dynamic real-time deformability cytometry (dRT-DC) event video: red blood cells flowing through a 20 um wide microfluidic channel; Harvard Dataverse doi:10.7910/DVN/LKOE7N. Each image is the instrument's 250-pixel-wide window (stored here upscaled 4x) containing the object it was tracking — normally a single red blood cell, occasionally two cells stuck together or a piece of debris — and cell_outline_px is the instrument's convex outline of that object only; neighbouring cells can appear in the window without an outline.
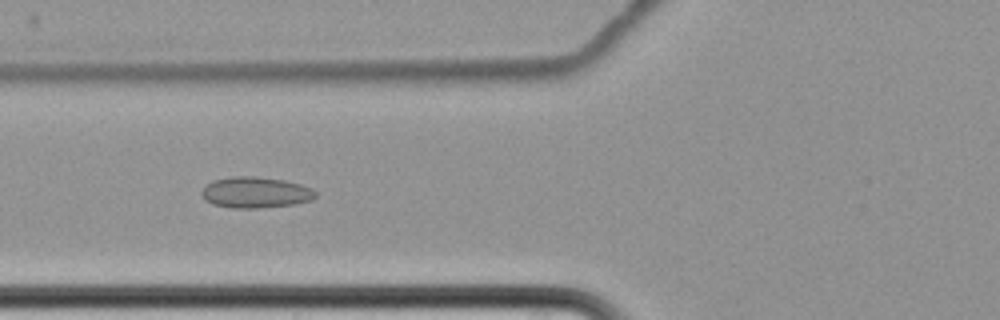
{"species": "common noctule bat (a hibernating species)", "species_latin": "Nyctalus noctula", "temperature_condition": "cold", "stored_images_in_passage": 8, "camera_frame_rate_fps": 3000, "um_per_image_px": 0.085, "animal": {"sex": "female", "body_mass_g": 22.7, "forearm_length_mm": 54.2}, "frame": {"image": 1, "passage_image": 4, "time_ms": 3.667, "image_size_px": [1000, 320], "cell_outline_px": [[316, 196], [312, 200], [296, 204], [256, 208], [232, 208], [212, 204], [204, 200], [200, 192], [212, 180], [232, 176], [252, 176], [284, 180], [300, 184], [312, 188], [316, 192]], "centroid_in_image_um": [21.71, 16.36], "position_along_channel_um": 104.1, "area_um2": 20.69}}
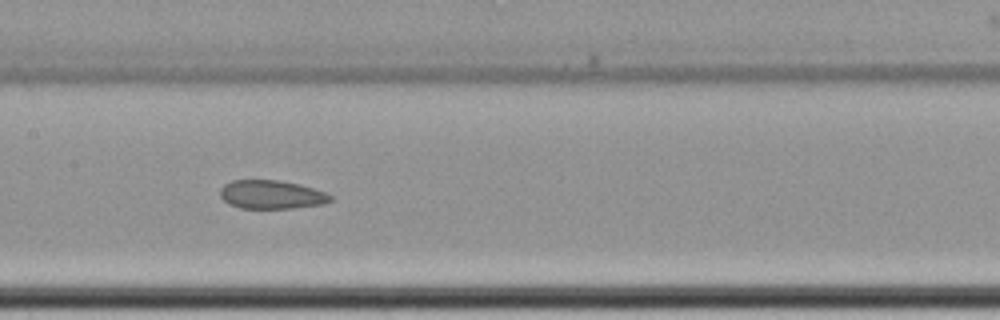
{"frame": {"image": 2, "passage_image": 6, "time_ms": 6.0, "image_size_px": [1000, 320], "cell_outline_px": [[332, 200], [324, 204], [292, 208], [240, 208], [228, 204], [220, 196], [220, 188], [224, 184], [232, 180], [276, 180], [300, 184], [324, 192], [332, 196]], "centroid_in_image_um": [23.05, 16.54], "position_along_channel_um": 184.4, "area_um2": 18.38}}
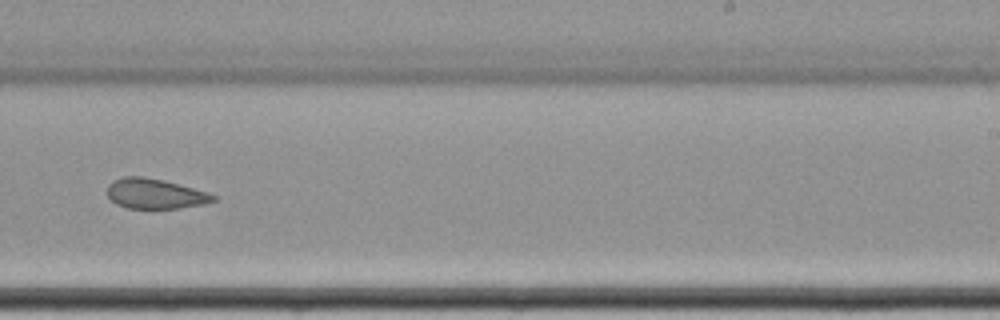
{"frame": {"image": 3, "passage_image": 8, "time_ms": 8.667, "image_size_px": [1000, 320], "cell_outline_px": [[216, 200], [204, 204], [180, 208], [128, 208], [116, 204], [108, 196], [108, 184], [112, 180], [124, 176], [144, 176], [164, 180], [208, 192], [216, 196]], "centroid_in_image_um": [13.17, 16.46], "position_along_channel_um": 275.8, "area_um2": 18.61}}